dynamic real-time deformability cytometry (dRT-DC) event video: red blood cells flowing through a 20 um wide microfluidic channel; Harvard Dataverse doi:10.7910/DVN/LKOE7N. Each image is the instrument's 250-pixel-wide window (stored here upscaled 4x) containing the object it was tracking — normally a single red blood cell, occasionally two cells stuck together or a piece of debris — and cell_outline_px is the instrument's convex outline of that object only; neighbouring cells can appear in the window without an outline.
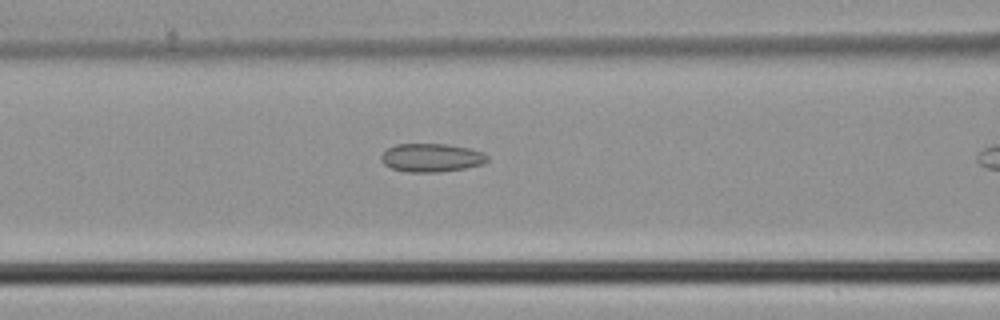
{"species": "common noctule bat (a hibernating species)", "species_latin": "Nyctalus noctula", "temperature_condition": "cold", "stored_images_in_passage": 6, "camera_frame_rate_fps": 3000, "um_per_image_px": 0.085, "animal": {"sex": "male", "body_mass_g": 21.5, "forearm_length_mm": 52.0}, "frame": {"image": 1, "passage_image": 5, "time_ms": 1.333, "image_size_px": [1000, 320], "cell_outline_px": [[488, 160], [484, 164], [464, 168], [440, 172], [408, 172], [392, 168], [384, 164], [380, 160], [380, 156], [388, 148], [396, 144], [448, 144], [468, 148], [484, 152], [488, 156]], "centroid_in_image_um": [36.68, 13.4], "position_along_channel_um": 129.9, "area_um2": 17.63}}